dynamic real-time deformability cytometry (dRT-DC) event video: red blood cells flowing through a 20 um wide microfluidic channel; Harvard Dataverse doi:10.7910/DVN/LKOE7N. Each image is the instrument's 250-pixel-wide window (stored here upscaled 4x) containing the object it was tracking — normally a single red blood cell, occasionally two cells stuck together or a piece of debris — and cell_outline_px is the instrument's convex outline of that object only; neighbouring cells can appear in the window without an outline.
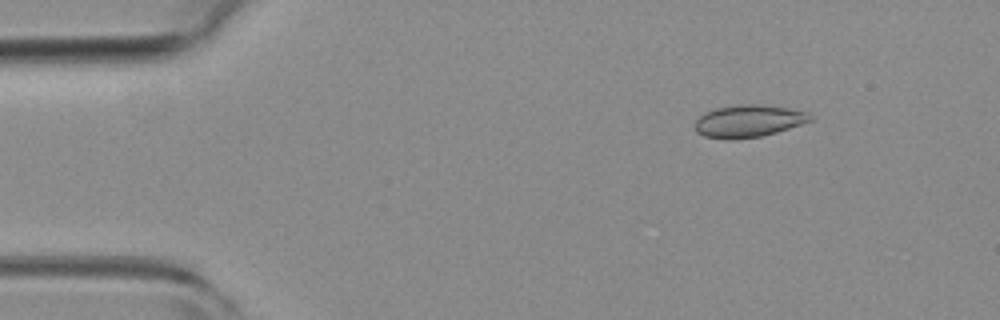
{"species": "common noctule bat (a hibernating species)", "species_latin": "Nyctalus noctula", "temperature_condition": "room temperature", "stored_images_in_passage": 4, "camera_frame_rate_fps": 3000, "um_per_image_px": 0.085, "animal": {"sex": "female", "body_mass_g": 19.3, "forearm_length_mm": 54.1}, "frame": {"image": 1, "passage_image": 2, "time_ms": 0.333, "image_size_px": [1000, 320], "cell_outline_px": [[812, 120], [776, 132], [760, 136], [728, 140], [704, 136], [696, 132], [696, 120], [704, 112], [716, 108], [740, 104], [760, 104], [788, 108], [808, 112], [812, 116]], "centroid_in_image_um": [63.6, 10.28], "position_along_channel_um": 21.4, "area_um2": 21.56}}
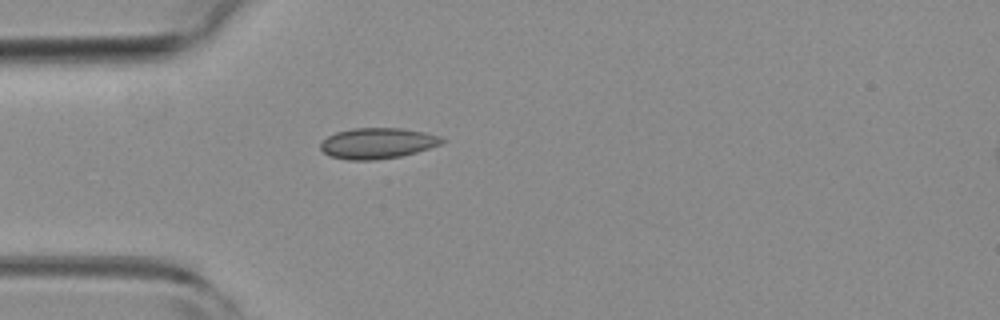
{"frame": {"image": 2, "passage_image": 3, "time_ms": 0.667, "image_size_px": [1000, 320], "cell_outline_px": [[448, 140], [440, 144], [416, 152], [400, 156], [376, 160], [348, 160], [328, 156], [320, 148], [320, 144], [328, 136], [336, 132], [352, 128], [400, 128], [424, 132], [440, 136]], "centroid_in_image_um": [32.08, 12.18], "position_along_channel_um": 52.9, "area_um2": 21.79}}